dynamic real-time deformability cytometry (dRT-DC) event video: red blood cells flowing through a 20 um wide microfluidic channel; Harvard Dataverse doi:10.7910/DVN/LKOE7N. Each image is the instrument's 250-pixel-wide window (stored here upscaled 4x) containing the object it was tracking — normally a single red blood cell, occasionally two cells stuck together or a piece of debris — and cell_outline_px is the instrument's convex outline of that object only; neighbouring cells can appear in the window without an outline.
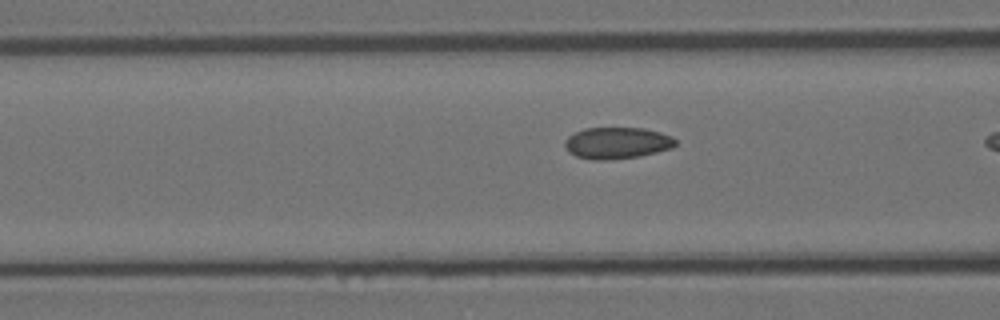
{"species": "Egyptian fruit bat (a non-hibernating species)", "species_latin": "Rousettus aegyptiacus", "temperature_condition": "room temperature", "stored_images_in_passage": 11, "camera_frame_rate_fps": 3000, "um_per_image_px": 0.085, "animal": {"sex": "female"}, "frame": {"image": 1, "passage_image": 10, "time_ms": 3.0, "image_size_px": [1000, 320], "cell_outline_px": [[676, 144], [672, 148], [640, 156], [612, 160], [592, 160], [576, 156], [568, 152], [564, 144], [564, 140], [568, 136], [584, 128], [644, 128], [660, 132], [672, 136], [676, 140]], "centroid_in_image_um": [52.44, 12.16], "position_along_channel_um": 114.2, "area_um2": 20.52}}